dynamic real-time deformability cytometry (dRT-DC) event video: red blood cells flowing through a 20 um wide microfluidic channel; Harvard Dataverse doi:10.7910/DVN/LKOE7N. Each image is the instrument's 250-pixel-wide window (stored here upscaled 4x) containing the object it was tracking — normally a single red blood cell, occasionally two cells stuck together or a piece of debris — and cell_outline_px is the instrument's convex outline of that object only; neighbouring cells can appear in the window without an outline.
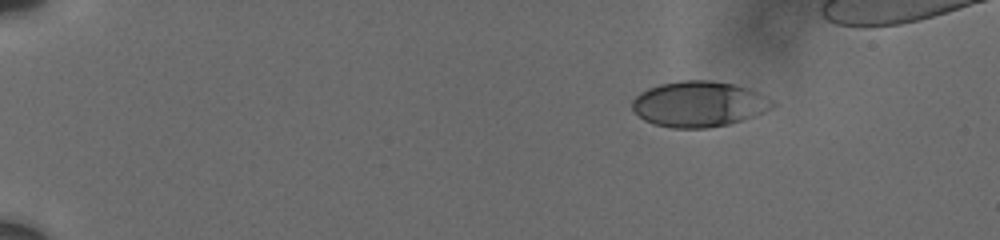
{"species": "human", "species_latin": "Homo sapiens", "temperature_condition": "cold", "stored_images_in_passage": 9, "camera_frame_rate_fps": 3000, "um_per_image_px": 0.085, "donor": {"sex": "male"}, "frame": {"image": 1, "passage_image": 1, "time_ms": 0.0, "image_size_px": [1000, 240], "cell_outline_px": [[776, 104], [772, 108], [764, 112], [728, 124], [708, 128], [672, 128], [656, 124], [644, 120], [632, 108], [632, 100], [640, 92], [648, 88], [660, 84], [680, 80], [712, 80], [736, 84], [748, 88], [772, 100]], "centroid_in_image_um": [59.4, 8.83], "position_along_channel_um": 25.6, "area_um2": 37.17}}
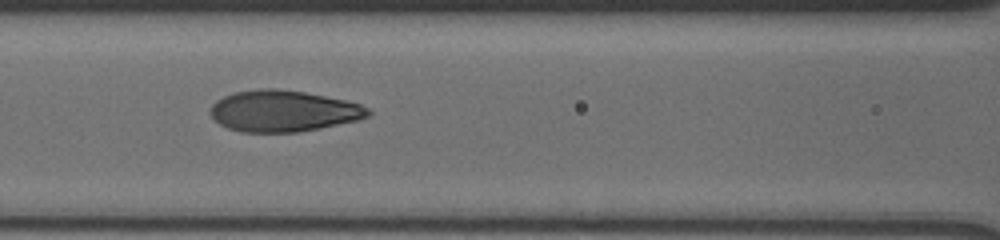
{"frame": {"image": 2, "passage_image": 8, "time_ms": 6.333, "image_size_px": [1000, 240], "cell_outline_px": [[372, 112], [368, 116], [360, 120], [300, 132], [240, 132], [228, 128], [220, 124], [212, 116], [212, 104], [216, 100], [224, 96], [236, 92], [260, 88], [276, 88], [304, 92], [344, 100], [360, 104], [368, 108]], "centroid_in_image_um": [24.1, 9.44], "position_along_channel_um": 142.5, "area_um2": 37.86}}
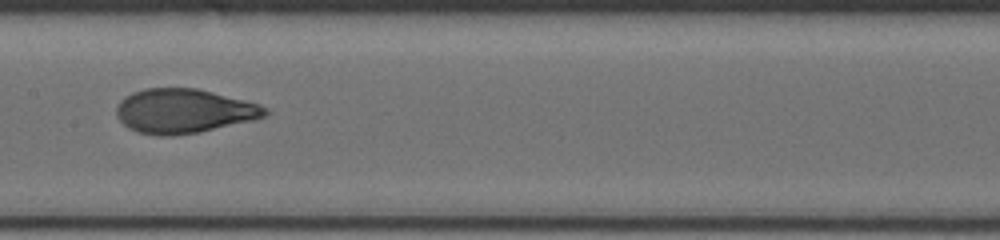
{"frame": {"image": 3, "passage_image": 9, "time_ms": 7.667, "image_size_px": [1000, 240], "cell_outline_px": [[268, 112], [264, 116], [252, 120], [200, 132], [172, 136], [156, 136], [140, 132], [128, 128], [116, 116], [116, 108], [120, 100], [132, 92], [144, 88], [196, 88], [260, 104], [268, 108]], "centroid_in_image_um": [15.59, 9.44], "position_along_channel_um": 191.8, "area_um2": 38.32}}